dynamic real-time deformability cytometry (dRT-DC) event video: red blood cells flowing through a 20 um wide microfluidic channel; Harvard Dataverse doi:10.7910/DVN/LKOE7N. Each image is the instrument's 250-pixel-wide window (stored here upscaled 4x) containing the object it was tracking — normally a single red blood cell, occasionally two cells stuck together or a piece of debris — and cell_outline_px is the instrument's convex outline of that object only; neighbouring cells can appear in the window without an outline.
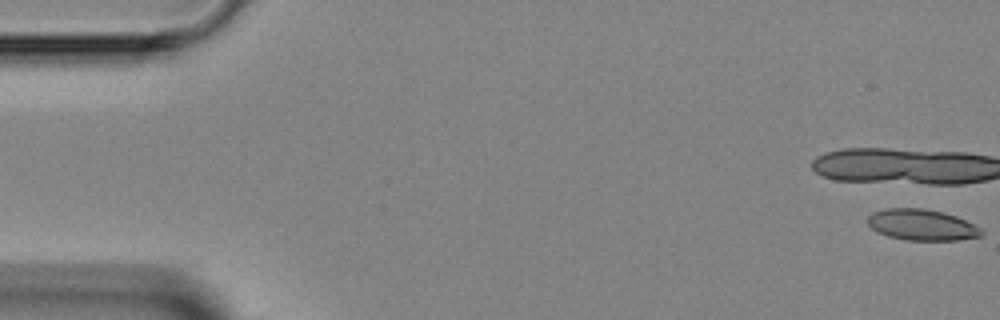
{"species": "Egyptian fruit bat (a non-hibernating species)", "species_latin": "Rousettus aegyptiacus", "temperature_condition": "room temperature", "stored_images_in_passage": 5, "camera_frame_rate_fps": 3000, "um_per_image_px": 0.085, "animal": {"sex": "female"}, "frame": {"image": 1, "passage_image": 1, "time_ms": 0.0, "image_size_px": [1000, 320], "cell_outline_px": [[984, 232], [980, 236], [956, 240], [904, 240], [888, 236], [876, 232], [868, 224], [868, 216], [872, 212], [888, 208], [924, 208], [944, 212], [956, 216], [980, 228]], "centroid_in_image_um": [78.32, 19.11], "position_along_channel_um": 6.7, "area_um2": 20.58}}